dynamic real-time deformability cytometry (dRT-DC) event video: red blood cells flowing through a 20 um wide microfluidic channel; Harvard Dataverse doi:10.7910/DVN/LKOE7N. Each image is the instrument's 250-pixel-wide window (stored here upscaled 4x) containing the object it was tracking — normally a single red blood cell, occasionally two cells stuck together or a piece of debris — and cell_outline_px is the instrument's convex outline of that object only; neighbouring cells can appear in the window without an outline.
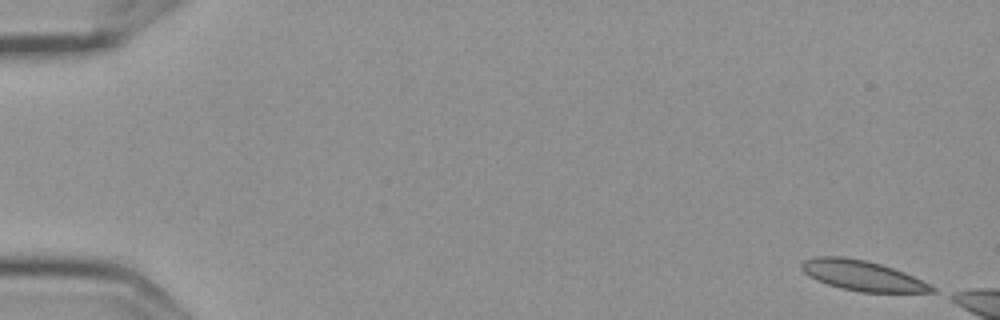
{"species": "Egyptian fruit bat (a non-hibernating species)", "species_latin": "Rousettus aegyptiacus", "temperature_condition": "cold", "stored_images_in_passage": 7, "camera_frame_rate_fps": 3000, "um_per_image_px": 0.085, "frame": {"image": 1, "passage_image": 1, "time_ms": 0.0, "image_size_px": [1000, 320], "cell_outline_px": [[936, 292], [860, 292], [840, 288], [816, 280], [804, 272], [800, 268], [800, 264], [804, 260], [812, 256], [844, 256], [864, 260], [880, 264], [904, 272], [936, 288]], "centroid_in_image_um": [73.24, 23.41], "position_along_channel_um": 11.8, "area_um2": 22.77}}